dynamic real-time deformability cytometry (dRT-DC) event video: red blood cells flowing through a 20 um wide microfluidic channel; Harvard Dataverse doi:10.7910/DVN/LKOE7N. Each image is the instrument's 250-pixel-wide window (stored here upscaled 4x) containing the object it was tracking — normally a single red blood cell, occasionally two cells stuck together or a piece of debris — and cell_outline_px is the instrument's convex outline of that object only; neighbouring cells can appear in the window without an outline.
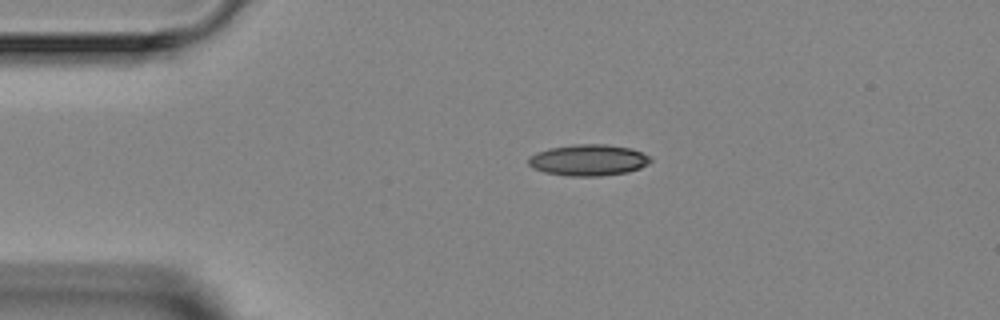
{"species": "Egyptian fruit bat (a non-hibernating species)", "species_latin": "Rousettus aegyptiacus", "temperature_condition": "room temperature", "stored_images_in_passage": 2, "camera_frame_rate_fps": 3000, "um_per_image_px": 0.085, "animal": {"sex": "female"}, "frame": {"image": 1, "passage_image": 1, "time_ms": 0.0, "image_size_px": [1000, 320], "cell_outline_px": [[652, 160], [648, 164], [640, 168], [628, 172], [600, 176], [568, 176], [544, 172], [532, 168], [528, 164], [528, 156], [536, 152], [548, 148], [572, 144], [608, 144], [632, 148], [648, 156]], "centroid_in_image_um": [49.98, 13.6], "position_along_channel_um": 35.0, "area_um2": 22.48}}